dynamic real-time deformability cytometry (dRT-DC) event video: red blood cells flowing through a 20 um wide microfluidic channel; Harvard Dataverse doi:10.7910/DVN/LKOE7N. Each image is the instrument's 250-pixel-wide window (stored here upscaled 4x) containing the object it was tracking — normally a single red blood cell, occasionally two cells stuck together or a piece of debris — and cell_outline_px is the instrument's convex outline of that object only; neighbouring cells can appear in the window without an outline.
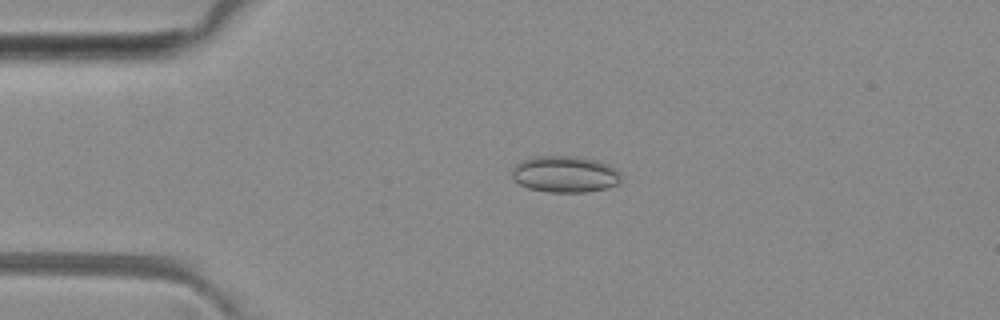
{"species": "common noctule bat (a hibernating species)", "species_latin": "Nyctalus noctula", "temperature_condition": "room temperature", "stored_images_in_passage": 5, "camera_frame_rate_fps": 3000, "um_per_image_px": 0.085, "animal": {"sex": "female", "body_mass_g": 29.2, "forearm_length_mm": 56.3}, "frame": {"image": 1, "passage_image": 4, "time_ms": 3.333, "image_size_px": [1000, 320], "cell_outline_px": [[620, 184], [608, 188], [588, 192], [548, 192], [528, 188], [512, 180], [512, 168], [520, 160], [536, 156], [576, 156], [596, 160], [608, 164], [616, 168], [620, 172]], "centroid_in_image_um": [48.03, 14.81], "position_along_channel_um": 37.0, "area_um2": 23.58}}